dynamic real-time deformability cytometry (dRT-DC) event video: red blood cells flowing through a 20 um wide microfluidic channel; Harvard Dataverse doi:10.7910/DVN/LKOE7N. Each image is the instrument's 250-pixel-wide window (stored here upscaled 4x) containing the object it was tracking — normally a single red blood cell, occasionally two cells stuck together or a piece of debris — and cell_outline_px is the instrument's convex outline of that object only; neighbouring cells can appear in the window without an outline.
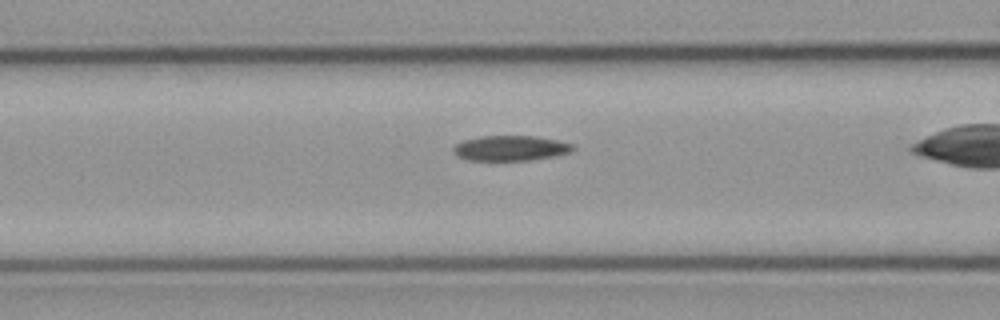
{"species": "common noctule bat (a hibernating species)", "species_latin": "Nyctalus noctula", "temperature_condition": "cold", "stored_images_in_passage": 27, "camera_frame_rate_fps": 3000, "um_per_image_px": 0.085, "animal": {"sex": "male", "body_mass_g": 23.1, "forearm_length_mm": 52.7}, "frame": {"image": 1, "passage_image": 7, "time_ms": 2.0, "image_size_px": [1000, 320], "cell_outline_px": [[576, 148], [572, 152], [556, 156], [532, 160], [468, 160], [456, 156], [452, 152], [452, 148], [456, 144], [464, 140], [480, 136], [532, 136], [556, 140], [572, 144]], "centroid_in_image_um": [43.39, 12.6], "position_along_channel_um": 123.2, "area_um2": 17.63}}
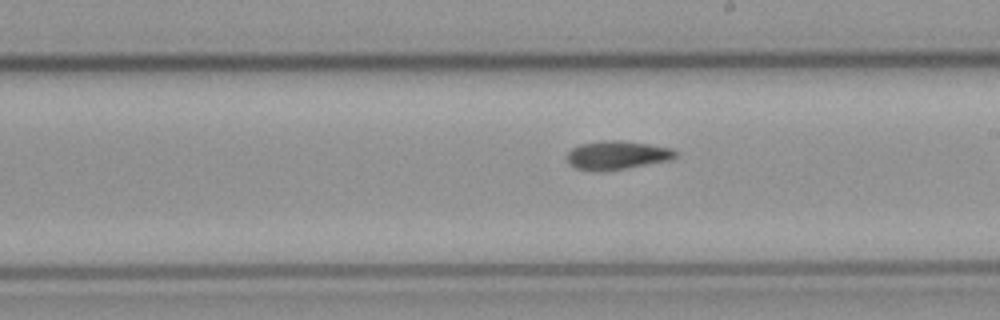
{"frame": {"image": 2, "passage_image": 16, "time_ms": 5.0, "image_size_px": [1000, 320], "cell_outline_px": [[676, 156], [668, 160], [624, 168], [600, 172], [576, 168], [568, 164], [568, 152], [572, 148], [580, 144], [604, 140], [620, 140], [648, 144], [672, 148], [676, 152]], "centroid_in_image_um": [52.4, 13.18], "position_along_channel_um": 236.6, "area_um2": 17.86}}
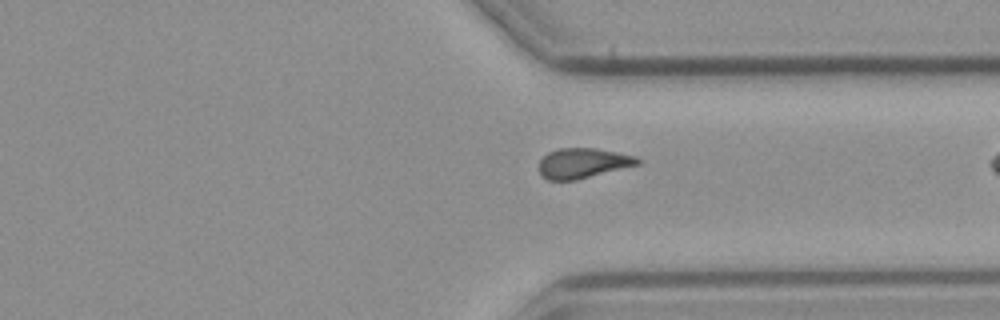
{"frame": {"image": 3, "passage_image": 26, "time_ms": 8.333, "image_size_px": [1000, 320], "cell_outline_px": [[640, 164], [576, 180], [548, 180], [536, 168], [540, 160], [548, 152], [560, 148], [596, 148], [636, 156], [640, 160]], "centroid_in_image_um": [49.52, 13.86], "position_along_channel_um": 361.9, "area_um2": 17.28}}